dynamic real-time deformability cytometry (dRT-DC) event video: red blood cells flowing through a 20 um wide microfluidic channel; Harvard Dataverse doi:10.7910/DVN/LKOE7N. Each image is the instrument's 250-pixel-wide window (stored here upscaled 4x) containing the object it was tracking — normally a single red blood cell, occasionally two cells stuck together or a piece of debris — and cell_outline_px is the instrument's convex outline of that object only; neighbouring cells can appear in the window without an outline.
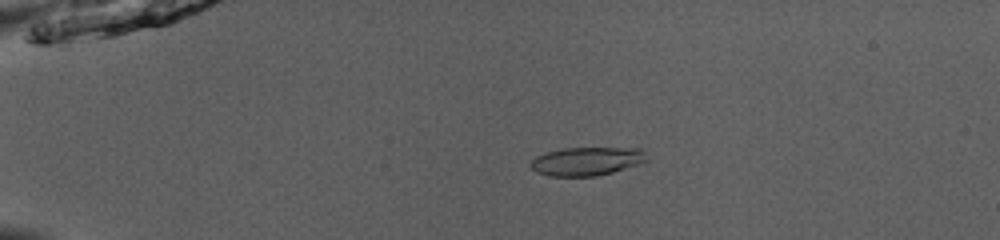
{"species": "common noctule bat (a hibernating species)", "species_latin": "Nyctalus noctula", "temperature_condition": "room temperature", "stored_images_in_passage": 52, "camera_frame_rate_fps": 3000, "um_per_image_px": 0.085, "animal": {"sex": "male", "body_mass_g": 13.0, "forearm_length_mm": 53.1}, "frame": {"image": 1, "passage_image": 12, "time_ms": 3.667, "image_size_px": [1000, 240], "cell_outline_px": [[648, 160], [612, 172], [596, 176], [548, 176], [536, 172], [528, 164], [536, 156], [548, 152], [564, 148], [640, 148], [644, 152]], "centroid_in_image_um": [49.83, 13.71], "position_along_channel_um": 35.2, "area_um2": 19.07}}
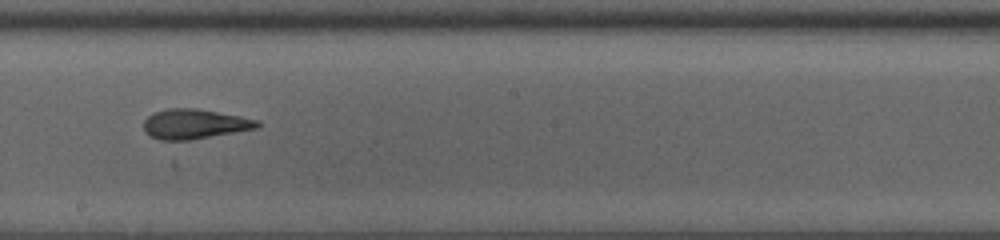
{"frame": {"image": 2, "passage_image": 31, "time_ms": 10.0, "image_size_px": [1000, 240], "cell_outline_px": [[260, 128], [172, 144], [160, 140], [144, 132], [144, 120], [148, 116], [156, 112], [168, 108], [196, 108], [240, 116], [260, 120]], "centroid_in_image_um": [16.54, 10.59], "position_along_channel_um": 231.7, "area_um2": 20.46}}
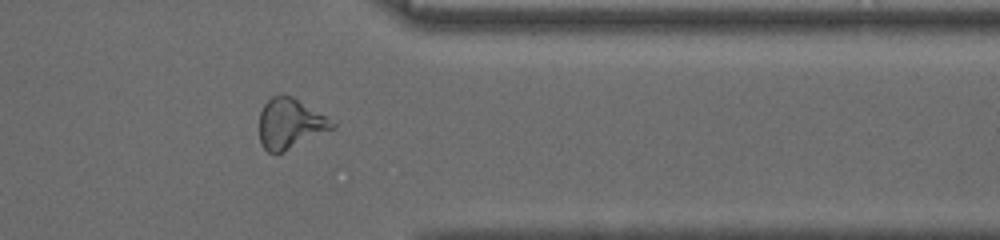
{"frame": {"image": 3, "passage_image": 43, "time_ms": 14.0, "image_size_px": [1000, 240], "cell_outline_px": [[336, 124], [332, 128], [284, 152], [268, 152], [260, 144], [260, 112], [264, 104], [272, 96], [292, 96], [324, 116]], "centroid_in_image_um": [24.6, 10.52], "position_along_channel_um": 386.8, "area_um2": 20.63}, "authors_computed_cell_mechanics": {"area_um2": 20.0855, "velocity_mm_per_s": 3.9831, "shape_relaxation_time_tau1_ms": 5.1498, "shape_relaxation_time_tau2_ms": 1.2015, "deformation_change_tau1": 0.1804, "deformation_change_tau2": 0.0846}}